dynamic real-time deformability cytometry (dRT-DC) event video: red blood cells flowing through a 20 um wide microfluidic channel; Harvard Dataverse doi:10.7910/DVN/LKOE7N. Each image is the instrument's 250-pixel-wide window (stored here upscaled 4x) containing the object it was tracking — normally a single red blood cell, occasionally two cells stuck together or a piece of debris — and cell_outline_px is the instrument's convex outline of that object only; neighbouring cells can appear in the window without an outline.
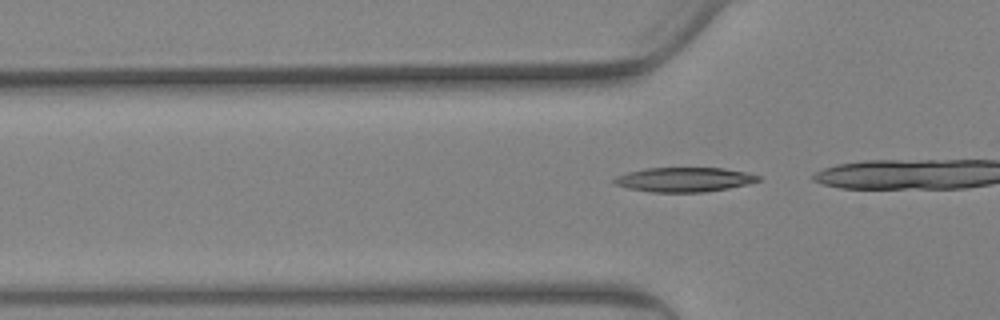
{"species": "Egyptian fruit bat (a non-hibernating species)", "species_latin": "Rousettus aegyptiacus", "temperature_condition": "warm", "stored_images_in_passage": 31, "camera_frame_rate_fps": 3000, "um_per_image_px": 0.085, "animal": {"sex": "female"}, "frame": {"image": 1, "passage_image": 22, "time_ms": 7.0, "image_size_px": [1000, 320], "cell_outline_px": [[760, 180], [748, 184], [728, 188], [704, 192], [652, 192], [628, 188], [612, 184], [612, 180], [616, 176], [628, 172], [644, 168], [724, 168], [748, 172], [760, 176]], "centroid_in_image_um": [58.14, 15.26], "position_along_channel_um": 67.7, "area_um2": 20.63}}